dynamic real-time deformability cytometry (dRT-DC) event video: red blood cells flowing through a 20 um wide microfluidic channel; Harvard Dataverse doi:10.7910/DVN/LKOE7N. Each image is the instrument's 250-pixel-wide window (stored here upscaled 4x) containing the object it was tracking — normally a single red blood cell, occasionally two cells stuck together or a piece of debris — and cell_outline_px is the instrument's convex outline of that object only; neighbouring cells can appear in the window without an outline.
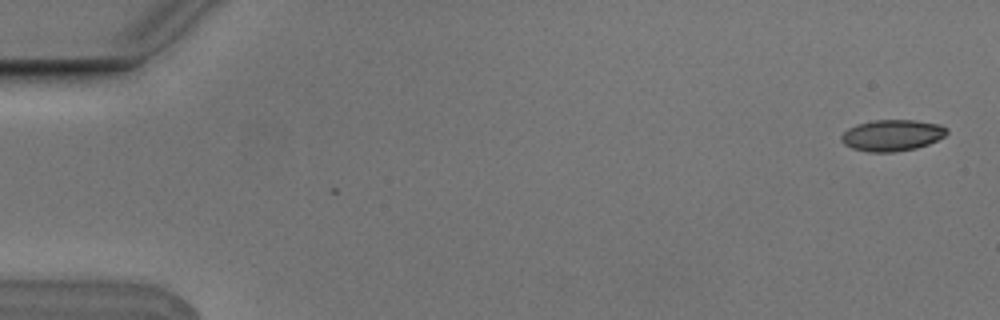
{"species": "Egyptian fruit bat (a non-hibernating species)", "species_latin": "Rousettus aegyptiacus", "temperature_condition": "cold", "stored_images_in_passage": 5, "camera_frame_rate_fps": 3000, "um_per_image_px": 0.085, "animal": {"sex": "male"}, "frame": {"image": 1, "passage_image": 1, "time_ms": 0.0, "image_size_px": [1000, 320], "cell_outline_px": [[948, 132], [944, 136], [928, 144], [916, 148], [896, 152], [868, 152], [852, 148], [844, 144], [840, 140], [840, 136], [848, 128], [856, 124], [872, 120], [912, 120], [940, 124], [948, 128]], "centroid_in_image_um": [75.81, 11.5], "position_along_channel_um": 9.2, "area_um2": 19.36}}
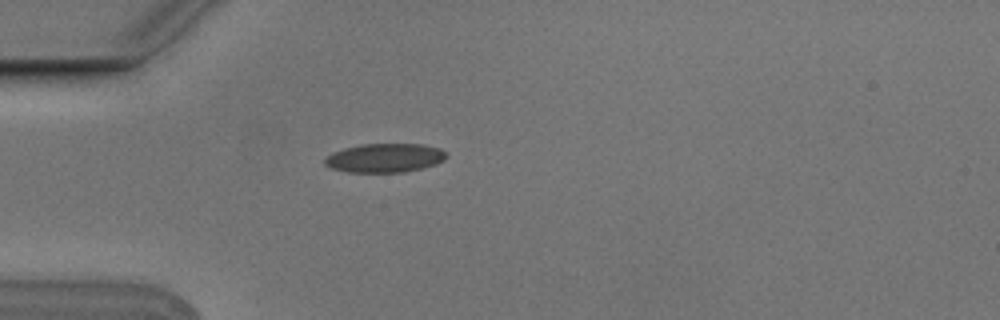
{"frame": {"image": 2, "passage_image": 5, "time_ms": 1.333, "image_size_px": [1000, 320], "cell_outline_px": [[448, 156], [444, 160], [436, 164], [404, 172], [348, 172], [332, 168], [324, 164], [324, 160], [332, 152], [344, 148], [364, 144], [420, 144], [440, 148]], "centroid_in_image_um": [32.7, 13.42], "position_along_channel_um": 52.3, "area_um2": 20.35}}